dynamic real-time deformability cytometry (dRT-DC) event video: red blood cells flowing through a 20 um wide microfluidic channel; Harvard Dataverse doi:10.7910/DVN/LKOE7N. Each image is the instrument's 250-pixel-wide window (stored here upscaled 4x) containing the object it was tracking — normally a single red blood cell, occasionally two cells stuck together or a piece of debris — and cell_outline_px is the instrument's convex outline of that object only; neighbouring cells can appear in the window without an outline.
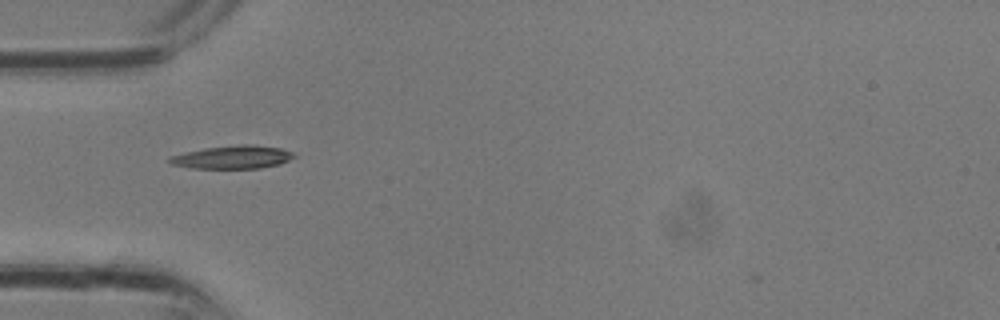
{"species": "common noctule bat (a hibernating species)", "species_latin": "Nyctalus noctula", "temperature_condition": "room temperature", "stored_images_in_passage": 11, "camera_frame_rate_fps": 3000, "um_per_image_px": 0.085, "animal": {"sex": "male", "body_mass_g": 13.3}, "frame": {"image": 1, "passage_image": 2, "time_ms": 0.333, "image_size_px": [1000, 320], "cell_outline_px": [[296, 156], [280, 164], [260, 168], [192, 168], [172, 164], [168, 160], [168, 156], [204, 148], [244, 144], [252, 144], [280, 148], [292, 152]], "centroid_in_image_um": [19.77, 13.35], "position_along_channel_um": 65.2, "area_um2": 16.65}}
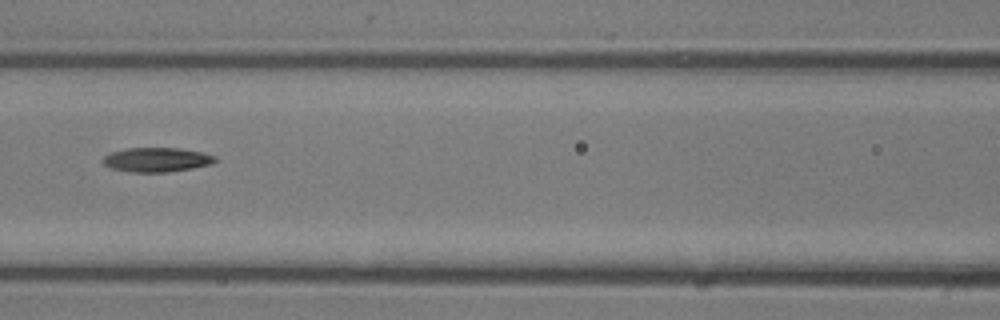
{"frame": {"image": 2, "passage_image": 6, "time_ms": 1.667, "image_size_px": [1000, 320], "cell_outline_px": [[216, 160], [212, 164], [192, 168], [168, 172], [128, 172], [112, 168], [104, 164], [104, 156], [112, 152], [128, 148], [180, 148], [200, 152], [216, 156]], "centroid_in_image_um": [13.34, 13.58], "position_along_channel_um": 153.3, "area_um2": 15.78}}
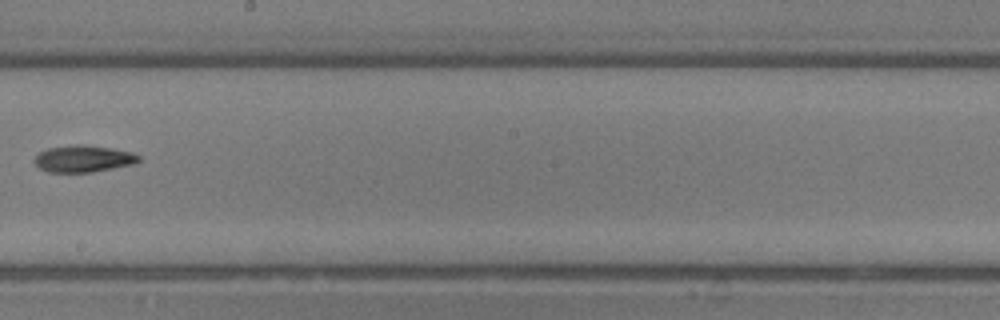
{"frame": {"image": 3, "passage_image": 10, "time_ms": 3.0, "image_size_px": [1000, 320], "cell_outline_px": [[140, 160], [132, 164], [92, 172], [48, 172], [40, 168], [32, 160], [40, 152], [48, 148], [72, 144], [84, 144], [112, 148], [132, 152], [140, 156]], "centroid_in_image_um": [7.07, 13.48], "position_along_channel_um": 241.1, "area_um2": 16.3}}